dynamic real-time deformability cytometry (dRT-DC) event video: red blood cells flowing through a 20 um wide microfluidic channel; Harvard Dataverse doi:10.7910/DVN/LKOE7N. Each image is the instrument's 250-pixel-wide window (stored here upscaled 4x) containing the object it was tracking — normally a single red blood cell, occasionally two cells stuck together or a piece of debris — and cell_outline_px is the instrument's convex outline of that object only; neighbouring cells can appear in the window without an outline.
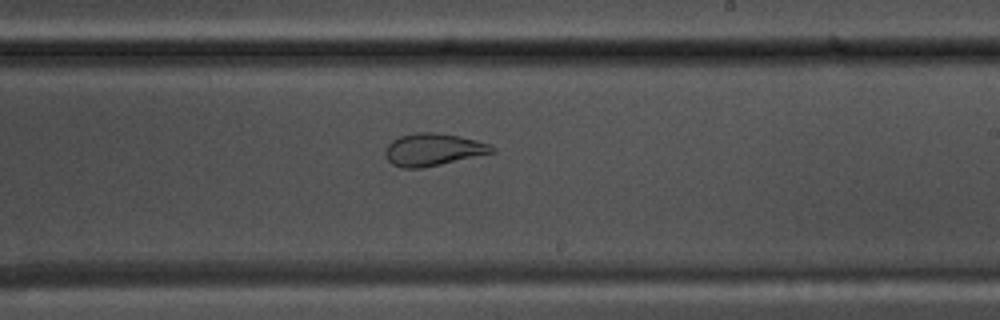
{"species": "common noctule bat (a hibernating species)", "species_latin": "Nyctalus noctula", "temperature_condition": "warm", "stored_images_in_passage": 54, "camera_frame_rate_fps": 3000, "um_per_image_px": 0.085, "animal": {"sex": "male", "body_mass_g": 17.5, "forearm_length_mm": 52.3}, "frame": {"image": 1, "passage_image": 32, "time_ms": 10.333, "image_size_px": [1000, 320], "cell_outline_px": [[496, 152], [424, 168], [400, 168], [392, 164], [384, 156], [384, 152], [388, 144], [392, 140], [400, 136], [416, 132], [436, 132], [460, 136], [476, 140], [488, 144], [496, 148]], "centroid_in_image_um": [36.8, 12.72], "position_along_channel_um": 252.2, "area_um2": 20.35}}
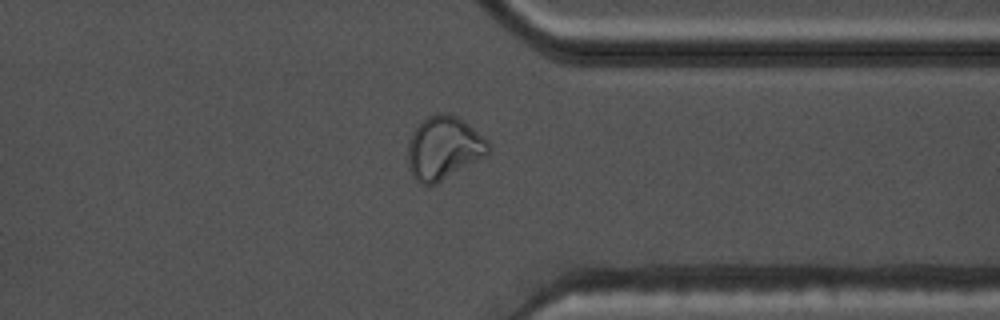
{"frame": {"image": 2, "passage_image": 42, "time_ms": 13.667, "image_size_px": [1000, 320], "cell_outline_px": [[488, 156], [436, 184], [420, 184], [412, 176], [408, 164], [408, 144], [416, 128], [428, 116], [440, 112], [448, 112], [464, 120], [488, 140]], "centroid_in_image_um": [37.74, 12.59], "position_along_channel_um": 373.7, "area_um2": 29.71}}
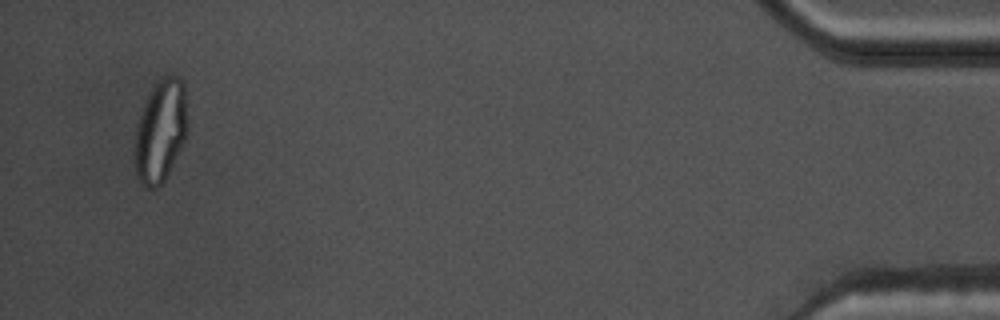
{"frame": {"image": 3, "passage_image": 52, "time_ms": 17.0, "image_size_px": [1000, 320], "cell_outline_px": [[188, 132], [184, 144], [164, 180], [156, 188], [148, 188], [140, 184], [136, 180], [132, 160], [132, 152], [136, 124], [144, 100], [156, 80], [160, 76], [180, 76], [184, 84], [188, 128]], "centroid_in_image_um": [13.6, 11.15], "position_along_channel_um": 421.6, "area_um2": 32.95}, "authors_computed_cell_mechanics": {"area_um2": 25.8077, "velocity_mm_per_s": 3.725, "shape_relaxation_time_tau1_ms": null, "shape_relaxation_time_tau2_ms": 1.1381, "deformation_change_tau1": null, "deformation_change_tau2": 0.081}}